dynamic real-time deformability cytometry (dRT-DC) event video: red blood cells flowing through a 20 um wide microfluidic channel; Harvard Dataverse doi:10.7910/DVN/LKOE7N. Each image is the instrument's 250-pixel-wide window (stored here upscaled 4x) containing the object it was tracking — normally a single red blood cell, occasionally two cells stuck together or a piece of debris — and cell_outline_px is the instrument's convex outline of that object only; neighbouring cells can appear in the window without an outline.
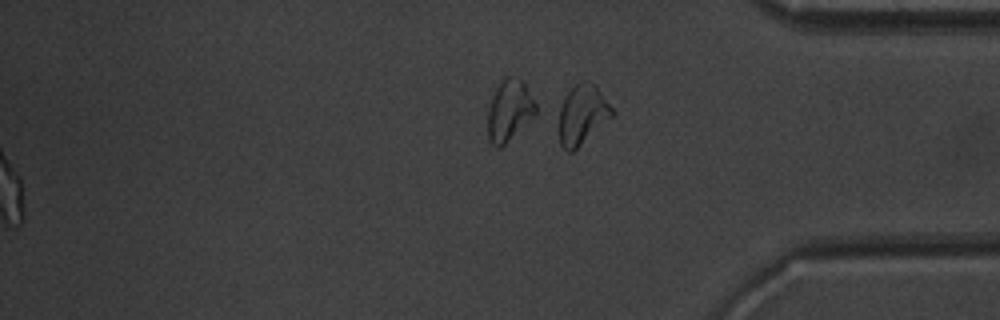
{"species": "common noctule bat (a hibernating species)", "species_latin": "Nyctalus noctula", "temperature_condition": "warm", "stored_images_in_passage": 53, "segment_of_instrument_passage": [2, 2], "camera_frame_rate_fps": 3000, "um_per_image_px": 0.085, "animal": {"sex": "male", "body_mass_g": 20.1, "forearm_length_mm": 53.5}, "frame": {"image": 1, "passage_image": 53, "time_ms": 17.333, "image_size_px": [1000, 320], "cell_outline_px": [[616, 112], [612, 116], [572, 152], [568, 152], [560, 144], [556, 128], [560, 108], [564, 96], [580, 80], [588, 80], [596, 84]], "centroid_in_image_um": [49.47, 9.72], "position_along_channel_um": 385.7, "area_um2": 18.84}}